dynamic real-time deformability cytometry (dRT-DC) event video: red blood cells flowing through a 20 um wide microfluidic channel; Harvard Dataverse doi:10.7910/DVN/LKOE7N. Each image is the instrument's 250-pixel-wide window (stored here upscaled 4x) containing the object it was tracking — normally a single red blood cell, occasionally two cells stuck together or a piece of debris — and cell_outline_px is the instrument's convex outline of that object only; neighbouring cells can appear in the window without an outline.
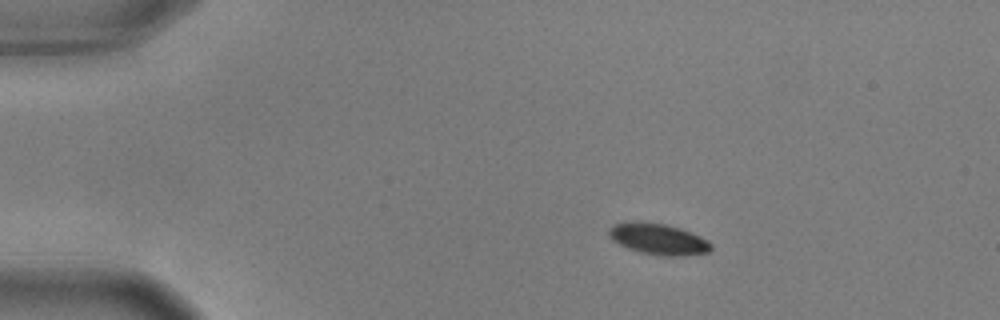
{"species": "common noctule bat (a hibernating species)", "species_latin": "Nyctalus noctula", "temperature_condition": "warm", "stored_images_in_passage": 47, "camera_frame_rate_fps": 3000, "um_per_image_px": 0.085, "animal": {"sex": "male", "body_mass_g": 17.9, "forearm_length_mm": 54.2}, "frame": {"image": 1, "passage_image": 1, "time_ms": 0.0, "image_size_px": [1000, 320], "cell_outline_px": [[712, 248], [708, 252], [684, 256], [664, 256], [640, 252], [628, 248], [612, 240], [608, 236], [608, 228], [612, 224], [632, 220], [664, 224], [680, 228], [700, 236], [708, 240], [712, 244]], "centroid_in_image_um": [55.92, 20.31], "position_along_channel_um": 29.1, "area_um2": 18.73}}
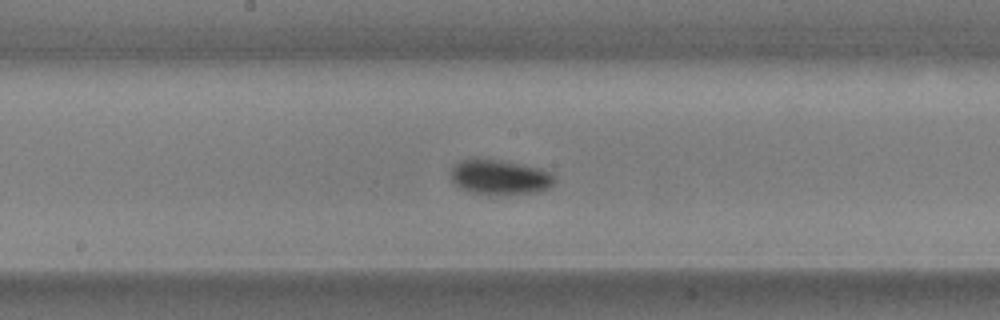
{"frame": {"image": 2, "passage_image": 21, "time_ms": 6.667, "image_size_px": [1000, 320], "cell_outline_px": [[556, 184], [548, 188], [536, 192], [500, 196], [472, 192], [460, 188], [452, 180], [452, 168], [460, 160], [472, 156], [476, 156], [500, 160], [540, 168], [556, 176]], "centroid_in_image_um": [42.49, 15.05], "position_along_channel_um": 205.7, "area_um2": 21.68}}
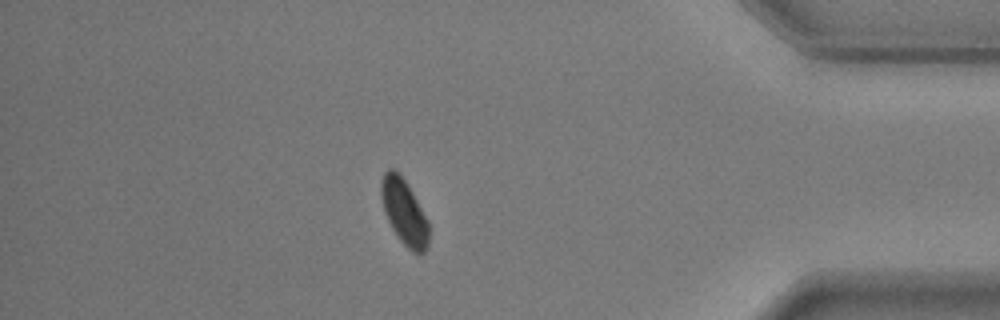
{"frame": {"image": 3, "passage_image": 40, "time_ms": 13.0, "image_size_px": [1000, 320], "cell_outline_px": [[428, 248], [420, 256], [412, 252], [400, 240], [392, 228], [384, 212], [380, 196], [380, 180], [384, 172], [388, 168], [396, 168], [400, 172], [412, 192], [428, 220]], "centroid_in_image_um": [34.33, 17.99], "position_along_channel_um": 400.9, "area_um2": 18.5}, "authors_computed_cell_mechanics": {"area_um2": 19.363, "velocity_mm_per_s": 3.6176, "shape_relaxation_time_tau1_ms": 2.7438, "shape_relaxation_time_tau2_ms": null, "deformation_change_tau1": 0.0938, "deformation_change_tau2": null}}